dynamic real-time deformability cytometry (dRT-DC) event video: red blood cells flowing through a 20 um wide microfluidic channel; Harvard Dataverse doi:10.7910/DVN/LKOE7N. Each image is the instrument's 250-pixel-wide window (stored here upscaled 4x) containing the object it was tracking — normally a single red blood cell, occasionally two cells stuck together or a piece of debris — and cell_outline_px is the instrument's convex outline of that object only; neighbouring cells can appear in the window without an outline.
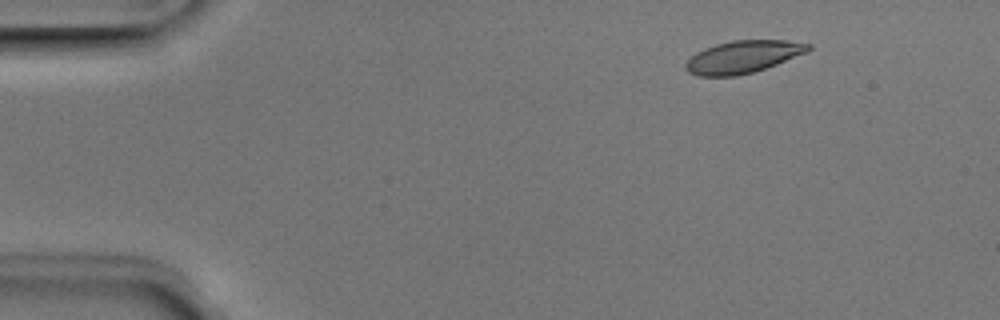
{"species": "Egyptian fruit bat (a non-hibernating species)", "species_latin": "Rousettus aegyptiacus", "temperature_condition": "room temperature", "stored_images_in_passage": 5, "camera_frame_rate_fps": 3000, "um_per_image_px": 0.085, "animal": {"sex": "male"}, "frame": {"image": 1, "passage_image": 2, "time_ms": 0.333, "image_size_px": [1000, 320], "cell_outline_px": [[812, 48], [808, 52], [776, 64], [752, 72], [736, 76], [700, 76], [688, 72], [684, 68], [684, 64], [696, 52], [704, 48], [716, 44], [732, 40], [788, 40], [812, 44]], "centroid_in_image_um": [63.16, 4.82], "position_along_channel_um": 21.8, "area_um2": 23.18}}
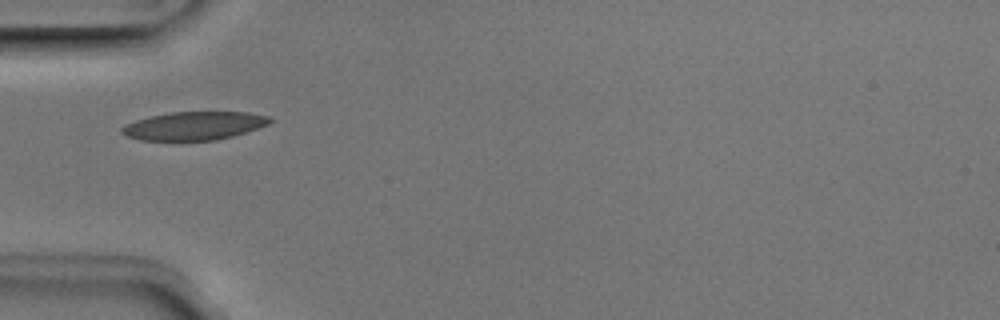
{"frame": {"image": 2, "passage_image": 5, "time_ms": 1.333, "image_size_px": [1000, 320], "cell_outline_px": [[272, 120], [268, 124], [232, 136], [216, 140], [140, 140], [128, 136], [120, 132], [120, 128], [136, 120], [152, 116], [172, 112], [248, 112], [268, 116]], "centroid_in_image_um": [16.49, 10.69], "position_along_channel_um": 68.5, "area_um2": 24.04}}